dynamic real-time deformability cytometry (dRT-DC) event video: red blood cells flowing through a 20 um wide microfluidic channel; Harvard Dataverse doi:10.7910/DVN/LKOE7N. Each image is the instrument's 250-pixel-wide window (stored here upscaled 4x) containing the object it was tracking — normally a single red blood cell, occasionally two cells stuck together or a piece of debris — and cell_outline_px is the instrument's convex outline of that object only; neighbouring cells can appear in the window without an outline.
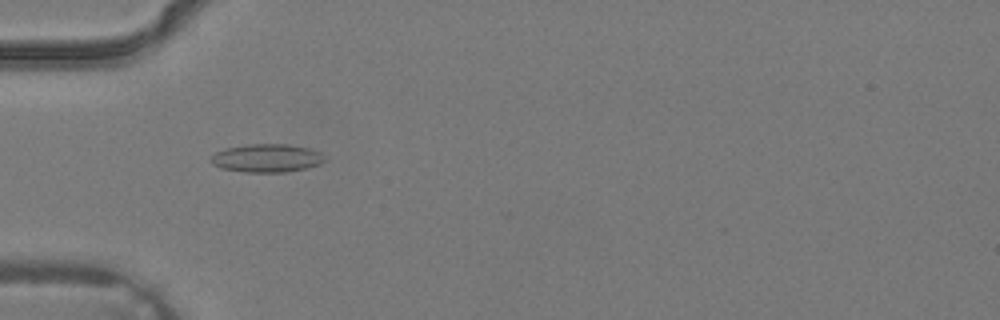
{"species": "common noctule bat (a hibernating species)", "species_latin": "Nyctalus noctula", "temperature_condition": "warm", "stored_images_in_passage": 5, "camera_frame_rate_fps": 3000, "um_per_image_px": 0.085, "animal": {"sex": "male", "body_mass_g": 19.2, "forearm_length_mm": 51.8}, "frame": {"image": 1, "passage_image": 5, "time_ms": 1.333, "image_size_px": [1000, 320], "cell_outline_px": [[328, 160], [320, 164], [308, 168], [284, 172], [244, 172], [220, 168], [212, 164], [212, 156], [216, 152], [224, 148], [248, 144], [288, 144], [308, 148], [320, 152]], "centroid_in_image_um": [22.7, 13.44], "position_along_channel_um": 62.3, "area_um2": 18.84}}